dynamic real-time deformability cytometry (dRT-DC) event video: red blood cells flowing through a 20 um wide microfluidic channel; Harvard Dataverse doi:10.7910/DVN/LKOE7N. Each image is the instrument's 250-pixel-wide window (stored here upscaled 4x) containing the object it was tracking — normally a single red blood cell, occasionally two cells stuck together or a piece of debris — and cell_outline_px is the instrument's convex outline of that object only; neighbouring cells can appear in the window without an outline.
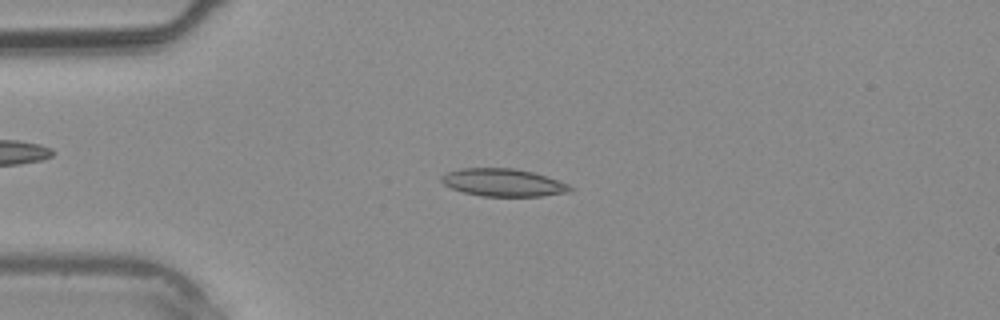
{"species": "common noctule bat (a hibernating species)", "species_latin": "Nyctalus noctula", "temperature_condition": "warm", "stored_images_in_passage": 5, "camera_frame_rate_fps": 3000, "um_per_image_px": 0.085, "animal": {"sex": "male", "body_mass_g": 20.4}, "frame": {"image": 1, "passage_image": 4, "time_ms": 3.667, "image_size_px": [1000, 320], "cell_outline_px": [[576, 188], [568, 192], [540, 196], [480, 196], [464, 192], [452, 188], [444, 184], [440, 180], [440, 176], [448, 172], [460, 168], [516, 168], [532, 172], [568, 184]], "centroid_in_image_um": [42.75, 15.51], "position_along_channel_um": 42.2, "area_um2": 20.63}}